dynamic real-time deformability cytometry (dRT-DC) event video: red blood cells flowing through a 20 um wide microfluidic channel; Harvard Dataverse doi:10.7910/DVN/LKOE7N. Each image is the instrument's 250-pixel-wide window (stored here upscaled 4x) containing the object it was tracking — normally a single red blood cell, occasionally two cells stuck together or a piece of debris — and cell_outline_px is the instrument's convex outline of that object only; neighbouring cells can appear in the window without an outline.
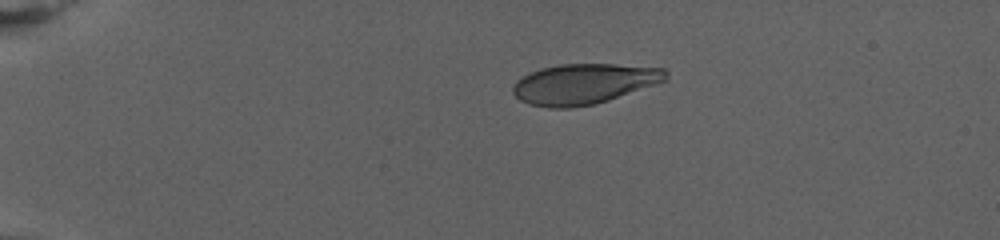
{"species": "human", "species_latin": "Homo sapiens", "temperature_condition": "warm", "stored_images_in_passage": 62, "camera_frame_rate_fps": 3000, "um_per_image_px": 0.085, "donor": {"sex": "female"}, "frame": {"image": 1, "passage_image": 1, "time_ms": 0.0, "image_size_px": [1000, 240], "cell_outline_px": [[668, 76], [664, 80], [592, 104], [568, 108], [552, 108], [528, 104], [520, 100], [512, 92], [512, 88], [516, 80], [532, 72], [544, 68], [560, 64], [612, 64], [664, 68], [668, 72]], "centroid_in_image_um": [49.56, 7.12], "position_along_channel_um": 35.4, "area_um2": 35.03}}
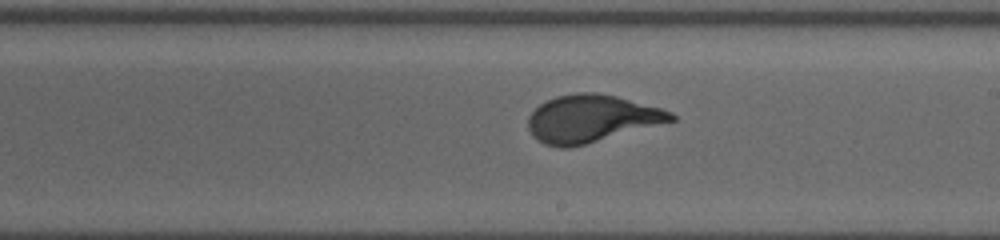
{"frame": {"image": 2, "passage_image": 32, "time_ms": 10.333, "image_size_px": [1000, 240], "cell_outline_px": [[676, 120], [572, 148], [560, 148], [544, 144], [532, 136], [528, 128], [528, 116], [540, 104], [556, 96], [576, 92], [596, 92], [616, 96], [660, 108], [672, 112], [676, 116]], "centroid_in_image_um": [50.25, 10.09], "position_along_channel_um": 238.8, "area_um2": 39.54}}
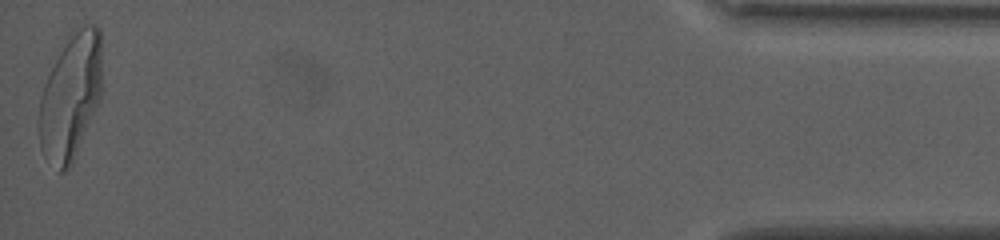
{"frame": {"image": 3, "passage_image": 62, "time_ms": 20.333, "image_size_px": [1000, 240], "cell_outline_px": [[100, 100], [76, 152], [68, 168], [64, 172], [60, 172], [44, 156], [40, 148], [40, 96], [44, 84], [68, 32], [72, 28], [84, 24], [96, 24], [100, 28]], "centroid_in_image_um": [5.99, 8.12], "position_along_channel_um": 429.2, "area_um2": 45.72}, "authors_computed_cell_mechanics": {"area_um2": 39.2751, "velocity_mm_per_s": 2.6848, "shape_relaxation_time_tau1_ms": 5.5923, "shape_relaxation_time_tau2_ms": null, "deformation_change_tau1": 0.2363, "deformation_change_tau2": null}}